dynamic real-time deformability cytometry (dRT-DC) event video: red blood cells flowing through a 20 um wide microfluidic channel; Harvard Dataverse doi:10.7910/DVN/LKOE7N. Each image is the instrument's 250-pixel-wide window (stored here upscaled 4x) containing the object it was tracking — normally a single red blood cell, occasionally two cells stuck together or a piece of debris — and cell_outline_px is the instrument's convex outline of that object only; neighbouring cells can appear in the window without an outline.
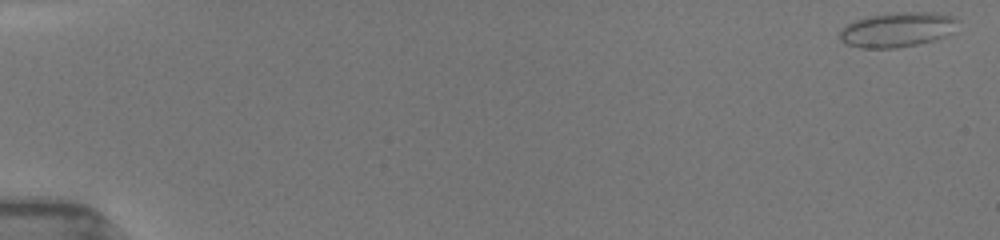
{"species": "common noctule bat (a hibernating species)", "species_latin": "Nyctalus noctula", "temperature_condition": "room temperature", "stored_images_in_passage": 14, "camera_frame_rate_fps": 3000, "um_per_image_px": 0.085, "animal": {"sex": "female", "body_mass_g": 19.5, "forearm_length_mm": 54.1}, "frame": {"image": 1, "passage_image": 1, "time_ms": 0.0, "image_size_px": [1000, 240], "cell_outline_px": [[960, 20], [952, 32], [948, 36], [916, 44], [896, 48], [860, 48], [844, 44], [840, 40], [840, 28], [856, 20], [868, 16], [900, 12], [936, 12], [956, 16]], "centroid_in_image_um": [76.3, 2.51], "position_along_channel_um": 8.7, "area_um2": 24.16}}